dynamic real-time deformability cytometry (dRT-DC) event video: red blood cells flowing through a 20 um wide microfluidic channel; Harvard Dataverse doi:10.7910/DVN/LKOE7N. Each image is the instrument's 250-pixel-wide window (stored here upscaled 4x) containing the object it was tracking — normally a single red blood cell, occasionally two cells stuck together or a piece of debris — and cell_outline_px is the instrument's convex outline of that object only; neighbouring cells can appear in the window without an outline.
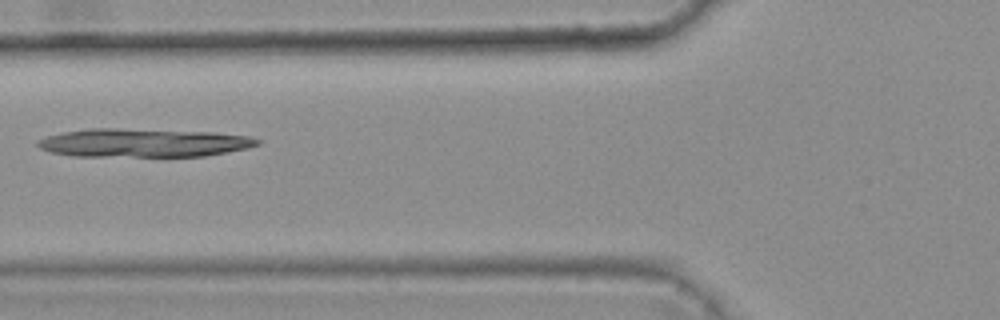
{"species": "common noctule bat (a hibernating species)", "species_latin": "Nyctalus noctula", "temperature_condition": "warm", "stored_images_in_passage": 6, "camera_frame_rate_fps": 3000, "um_per_image_px": 0.085, "animal": {"sex": "female", "body_mass_g": 25.1}, "frame": {"image": 1, "passage_image": 5, "time_ms": 1.333, "image_size_px": [1000, 320], "cell_outline_px": [[260, 144], [248, 148], [204, 156], [72, 156], [52, 152], [40, 148], [36, 144], [36, 140], [48, 136], [64, 132], [92, 128], [116, 128], [216, 132], [252, 136], [260, 140]], "centroid_in_image_um": [12.22, 12.13], "position_along_channel_um": 113.6, "area_um2": 36.53}}
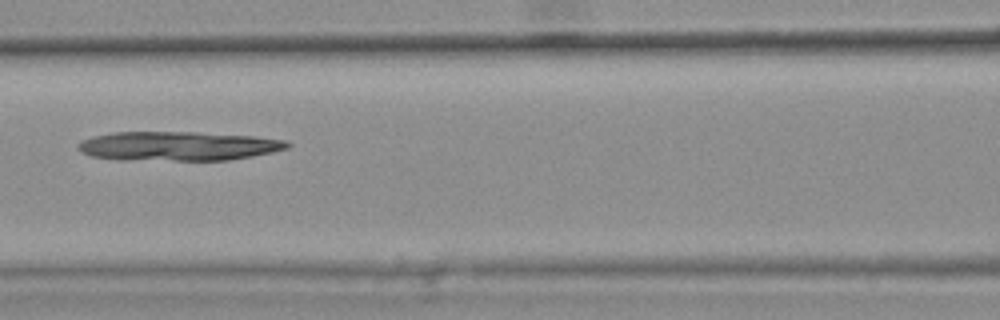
{"frame": {"image": 2, "passage_image": 6, "time_ms": 1.667, "image_size_px": [1000, 320], "cell_outline_px": [[292, 144], [288, 148], [272, 152], [252, 156], [228, 160], [120, 160], [92, 156], [80, 152], [76, 148], [76, 144], [80, 140], [92, 136], [112, 132], [196, 132], [256, 136], [288, 140]], "centroid_in_image_um": [15.12, 12.41], "position_along_channel_um": 151.5, "area_um2": 36.07}}